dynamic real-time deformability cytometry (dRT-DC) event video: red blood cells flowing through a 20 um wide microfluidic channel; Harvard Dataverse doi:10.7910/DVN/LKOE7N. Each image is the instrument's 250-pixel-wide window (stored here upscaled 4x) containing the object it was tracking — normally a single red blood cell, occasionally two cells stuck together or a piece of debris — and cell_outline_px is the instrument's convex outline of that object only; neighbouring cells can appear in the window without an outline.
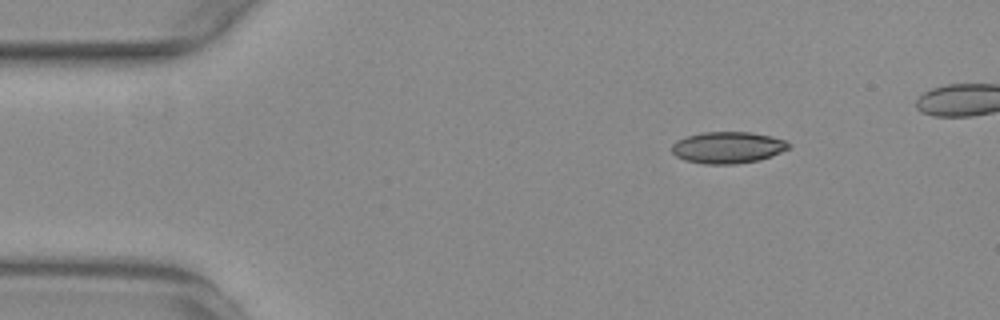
{"species": "common noctule bat (a hibernating species)", "species_latin": "Nyctalus noctula", "temperature_condition": "warm", "stored_images_in_passage": 6, "camera_frame_rate_fps": 3000, "um_per_image_px": 0.085, "animal": {"sex": "female", "body_mass_g": 29.2, "forearm_length_mm": 56.3}, "frame": {"image": 1, "passage_image": 1, "time_ms": 0.0, "image_size_px": [1000, 320], "cell_outline_px": [[792, 144], [788, 148], [772, 156], [760, 160], [736, 164], [704, 164], [684, 160], [676, 156], [672, 152], [672, 144], [676, 140], [700, 132], [752, 132], [772, 136], [788, 140]], "centroid_in_image_um": [61.88, 12.53], "position_along_channel_um": 23.1, "area_um2": 21.79}}